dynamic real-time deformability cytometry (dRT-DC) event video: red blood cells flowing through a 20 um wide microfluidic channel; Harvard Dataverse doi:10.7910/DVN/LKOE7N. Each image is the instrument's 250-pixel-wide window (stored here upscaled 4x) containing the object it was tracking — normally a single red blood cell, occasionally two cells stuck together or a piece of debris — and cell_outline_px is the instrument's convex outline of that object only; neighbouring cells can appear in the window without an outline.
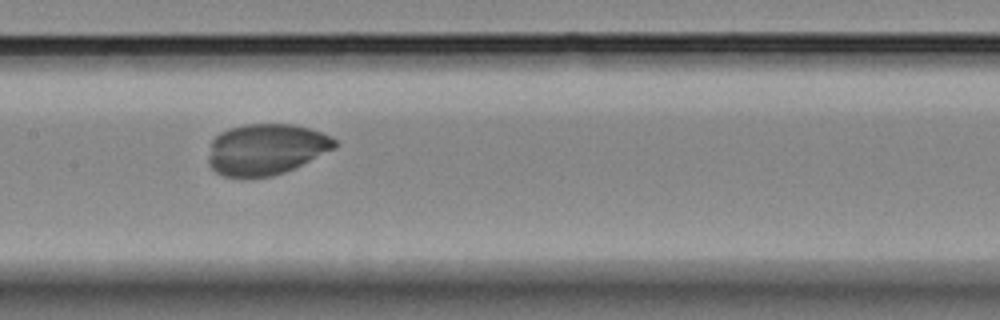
{"species": "Egyptian fruit bat (a non-hibernating species)", "species_latin": "Rousettus aegyptiacus", "temperature_condition": "room temperature", "stored_images_in_passage": 34, "camera_frame_rate_fps": 3000, "um_per_image_px": 0.085, "animal": {"sex": "female"}, "frame": {"image": 1, "passage_image": 16, "time_ms": 5.0, "image_size_px": [1000, 320], "cell_outline_px": [[340, 144], [336, 148], [284, 172], [272, 176], [244, 180], [224, 176], [216, 172], [208, 164], [208, 156], [212, 140], [220, 132], [228, 128], [248, 124], [292, 124], [308, 128], [332, 136]], "centroid_in_image_um": [22.59, 12.71], "position_along_channel_um": 184.8, "area_um2": 38.09}}
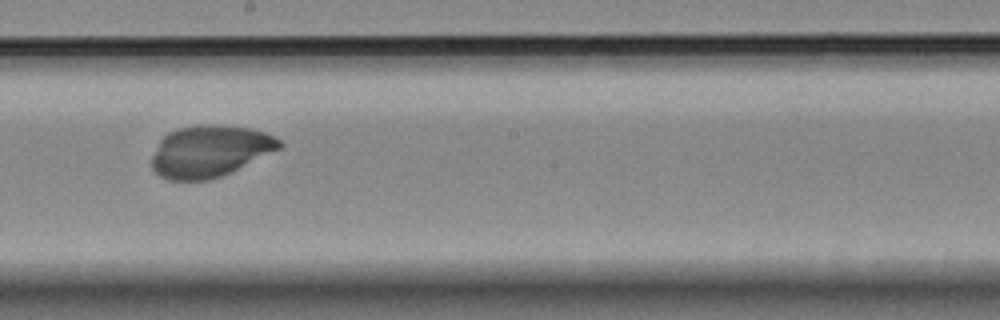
{"frame": {"image": 2, "passage_image": 19, "time_ms": 6.0, "image_size_px": [1000, 320], "cell_outline_px": [[284, 144], [280, 148], [220, 176], [208, 180], [168, 180], [160, 176], [152, 168], [152, 156], [160, 140], [168, 132], [180, 128], [196, 124], [212, 124], [252, 128], [264, 132], [280, 140]], "centroid_in_image_um": [17.8, 12.83], "position_along_channel_um": 230.4, "area_um2": 38.03}}